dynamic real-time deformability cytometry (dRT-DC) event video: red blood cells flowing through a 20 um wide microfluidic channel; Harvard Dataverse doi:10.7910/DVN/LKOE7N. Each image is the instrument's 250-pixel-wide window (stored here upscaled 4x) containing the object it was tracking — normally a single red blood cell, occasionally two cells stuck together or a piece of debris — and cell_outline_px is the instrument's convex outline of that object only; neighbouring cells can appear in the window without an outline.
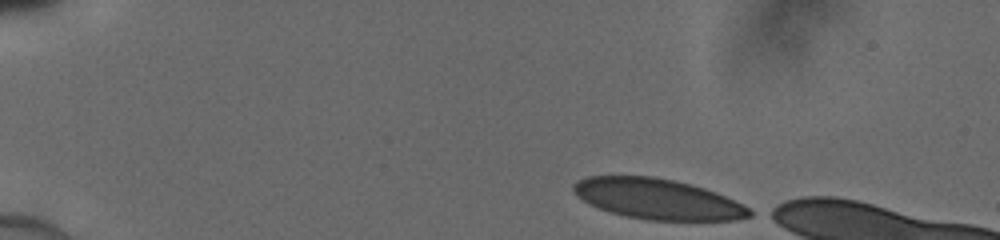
{"species": "human", "species_latin": "Homo sapiens", "temperature_condition": "cold", "stored_images_in_passage": 39, "camera_frame_rate_fps": 3000, "um_per_image_px": 0.085, "donor": {"sex": "male"}, "frame": {"image": 1, "passage_image": 1, "time_ms": 0.0, "image_size_px": [1000, 240], "cell_outline_px": [[756, 212], [752, 216], [736, 220], [648, 220], [628, 216], [612, 212], [600, 208], [576, 196], [572, 188], [572, 184], [576, 180], [584, 176], [656, 176], [692, 184], [716, 192], [744, 204]], "centroid_in_image_um": [55.94, 16.9], "position_along_channel_um": 29.1, "area_um2": 41.67}}
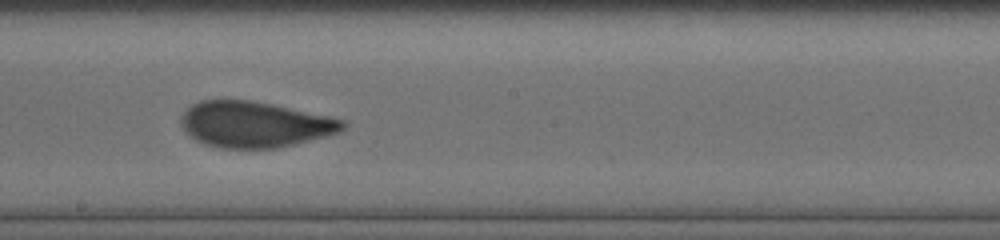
{"frame": {"image": 2, "passage_image": 22, "time_ms": 7.0, "image_size_px": [1000, 240], "cell_outline_px": [[348, 124], [340, 132], [328, 136], [276, 148], [220, 148], [204, 144], [188, 136], [180, 124], [180, 116], [192, 104], [200, 100], [248, 100], [272, 104], [328, 116], [344, 120]], "centroid_in_image_um": [21.62, 10.58], "position_along_channel_um": 226.6, "area_um2": 43.35}}
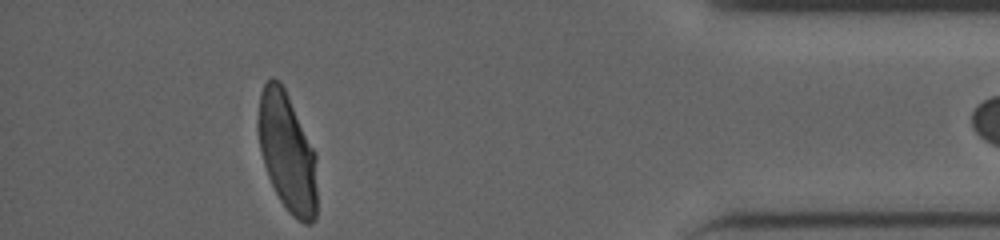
{"frame": {"image": 3, "passage_image": 38, "time_ms": 12.333, "image_size_px": [1000, 240], "cell_outline_px": [[316, 216], [312, 224], [304, 224], [292, 216], [288, 212], [280, 200], [268, 176], [264, 164], [260, 148], [260, 92], [264, 84], [272, 76], [284, 88], [316, 152]], "centroid_in_image_um": [24.45, 13.01], "position_along_channel_um": 410.7, "area_um2": 40.17}}